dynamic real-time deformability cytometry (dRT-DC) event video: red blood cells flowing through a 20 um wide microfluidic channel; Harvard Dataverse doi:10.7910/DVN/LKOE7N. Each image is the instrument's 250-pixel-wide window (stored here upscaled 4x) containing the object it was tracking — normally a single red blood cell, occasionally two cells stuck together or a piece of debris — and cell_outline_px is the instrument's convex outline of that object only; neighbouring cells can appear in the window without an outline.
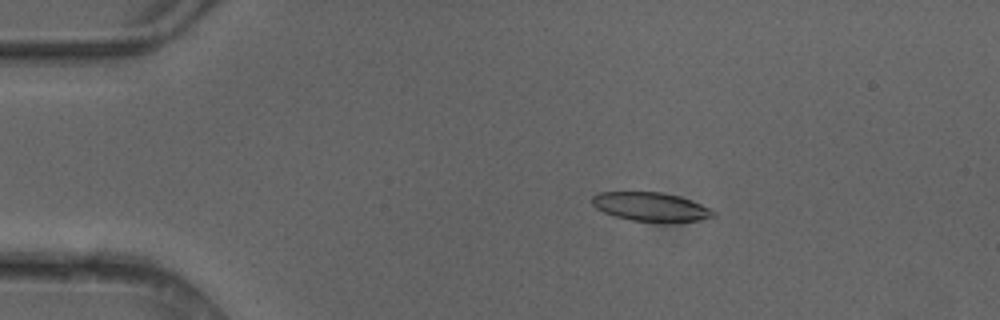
{"species": "common noctule bat (a hibernating species)", "species_latin": "Nyctalus noctula", "temperature_condition": "cold", "stored_images_in_passage": 6, "camera_frame_rate_fps": 3000, "um_per_image_px": 0.085, "animal": {"sex": "female"}, "frame": {"image": 1, "passage_image": 3, "time_ms": 0.667, "image_size_px": [1000, 320], "cell_outline_px": [[716, 216], [700, 220], [632, 220], [616, 216], [604, 212], [596, 208], [592, 204], [592, 196], [596, 192], [660, 192], [680, 196], [692, 200], [716, 212]], "centroid_in_image_um": [55.28, 17.54], "position_along_channel_um": 29.7, "area_um2": 19.83}}
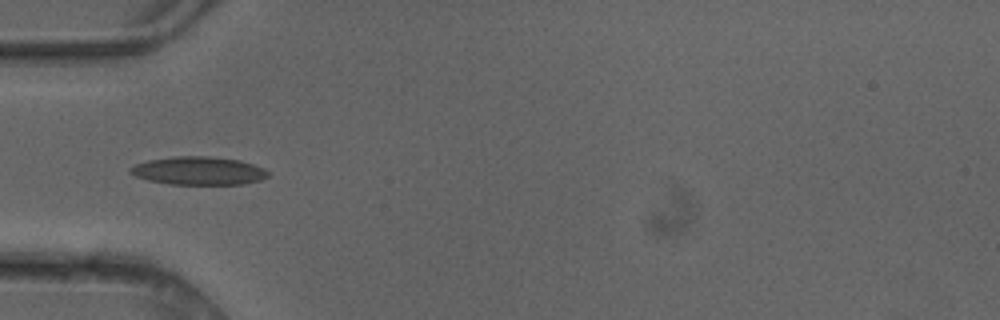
{"frame": {"image": 2, "passage_image": 5, "time_ms": 1.333, "image_size_px": [1000, 320], "cell_outline_px": [[268, 176], [260, 180], [244, 184], [168, 184], [148, 180], [136, 176], [128, 172], [128, 168], [136, 164], [148, 160], [172, 156], [208, 156], [240, 160], [264, 168], [268, 172]], "centroid_in_image_um": [16.86, 14.51], "position_along_channel_um": 68.1, "area_um2": 22.66}}
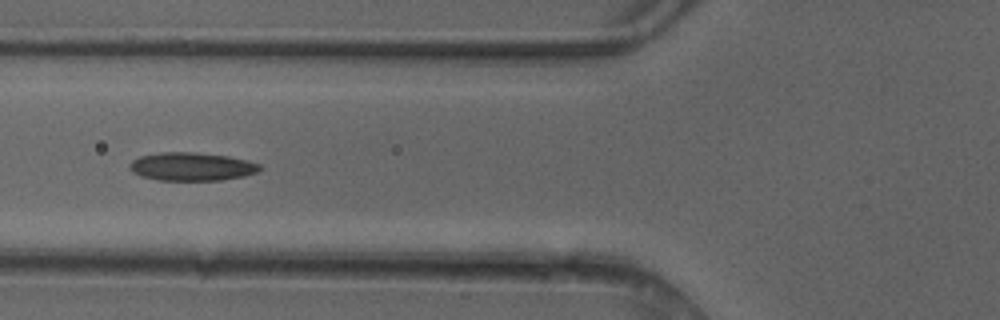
{"frame": {"image": 3, "passage_image": 6, "time_ms": 1.667, "image_size_px": [1000, 320], "cell_outline_px": [[264, 168], [256, 172], [244, 176], [220, 180], [156, 180], [140, 176], [132, 172], [128, 168], [128, 164], [132, 160], [140, 156], [160, 152], [196, 152], [228, 156], [248, 160], [260, 164]], "centroid_in_image_um": [16.28, 14.15], "position_along_channel_um": 109.5, "area_um2": 21.68}}